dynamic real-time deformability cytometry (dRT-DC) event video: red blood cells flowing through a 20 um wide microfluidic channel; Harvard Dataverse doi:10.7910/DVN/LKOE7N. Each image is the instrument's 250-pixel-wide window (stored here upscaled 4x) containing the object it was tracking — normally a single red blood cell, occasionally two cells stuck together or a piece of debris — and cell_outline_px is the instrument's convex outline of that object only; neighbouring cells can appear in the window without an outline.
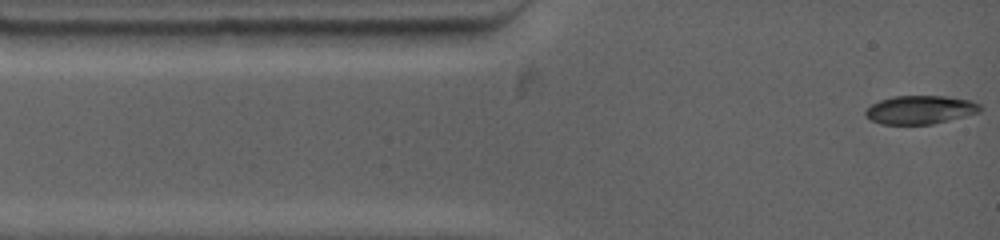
{"species": "common noctule bat (a hibernating species)", "species_latin": "Nyctalus noctula", "temperature_condition": "warm", "stored_images_in_passage": 80, "camera_frame_rate_fps": 4500, "um_per_image_px": 0.085, "animal": {"sex": "female", "body_mass_g": 19.0, "forearm_length_mm": 53.3}, "frame": {"image": 1, "passage_image": 1, "time_ms": 0.0, "image_size_px": [1000, 240], "cell_outline_px": [[980, 112], [932, 124], [880, 124], [864, 116], [864, 112], [872, 104], [880, 100], [892, 96], [944, 96], [972, 100], [980, 104]], "centroid_in_image_um": [78.2, 9.32], "position_along_channel_um": 6.8, "area_um2": 18.96}}
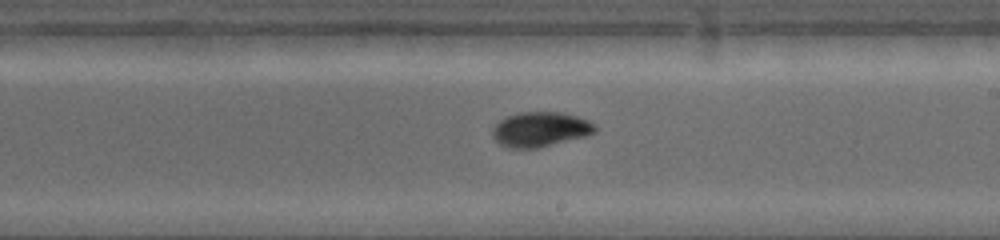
{"frame": {"image": 2, "passage_image": 34, "time_ms": 7.333, "image_size_px": [1000, 240], "cell_outline_px": [[596, 132], [588, 136], [540, 148], [508, 148], [500, 144], [492, 136], [492, 128], [500, 120], [508, 116], [520, 112], [560, 112], [576, 116], [588, 120], [596, 124]], "centroid_in_image_um": [45.95, 11.01], "position_along_channel_um": 243.0, "area_um2": 21.04}}
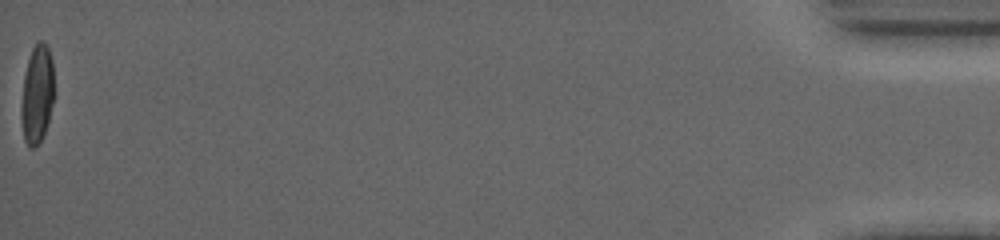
{"frame": {"image": 3, "passage_image": 80, "time_ms": 16.889, "image_size_px": [1000, 240], "cell_outline_px": [[56, 96], [44, 132], [36, 148], [28, 148], [24, 140], [20, 116], [20, 108], [24, 76], [28, 60], [32, 48], [36, 40], [44, 40], [48, 44], [52, 60]], "centroid_in_image_um": [3.17, 7.97], "position_along_channel_um": 432.0, "area_um2": 19.65}, "authors_computed_cell_mechanics": {"area_um2": 19.4208, "velocity_mm_per_s": 3.8047, "shape_relaxation_time_tau1_ms": 4.4444, "shape_relaxation_time_tau2_ms": null, "deformation_change_tau1": 0.169, "deformation_change_tau2": null}}